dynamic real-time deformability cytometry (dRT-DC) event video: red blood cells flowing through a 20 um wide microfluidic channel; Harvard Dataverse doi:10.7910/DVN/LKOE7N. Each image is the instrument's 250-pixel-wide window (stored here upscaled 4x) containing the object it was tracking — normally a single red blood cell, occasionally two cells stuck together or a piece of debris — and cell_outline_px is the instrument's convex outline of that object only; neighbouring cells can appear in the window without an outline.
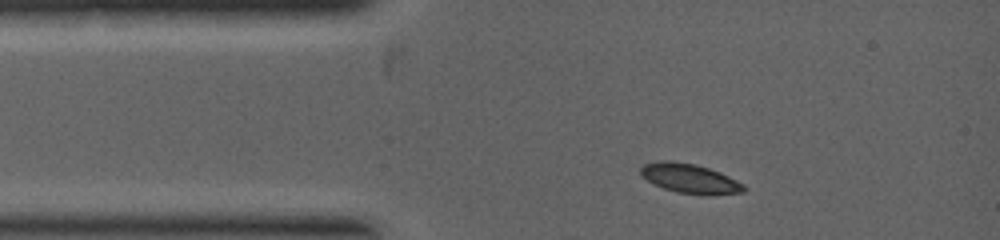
{"species": "common noctule bat (a hibernating species)", "species_latin": "Nyctalus noctula", "temperature_condition": "warm", "stored_images_in_passage": 3, "camera_frame_rate_fps": 5000, "um_per_image_px": 0.085, "animal": {"sex": "female", "body_mass_g": 19.0, "forearm_length_mm": 53.3}, "frame": {"image": 1, "passage_image": 2, "time_ms": 0.8, "image_size_px": [1000, 240], "cell_outline_px": [[748, 188], [744, 192], [708, 196], [676, 192], [664, 188], [648, 180], [640, 172], [640, 168], [644, 164], [660, 160], [668, 160], [696, 164], [720, 172], [744, 184]], "centroid_in_image_um": [58.69, 15.18], "position_along_channel_um": 26.3, "area_um2": 17.8}}
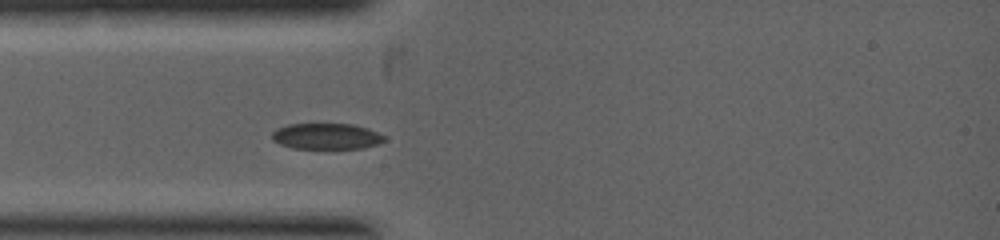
{"frame": {"image": 2, "passage_image": 3, "time_ms": 1.6, "image_size_px": [1000, 240], "cell_outline_px": [[384, 140], [376, 144], [364, 148], [292, 148], [280, 144], [272, 140], [272, 132], [276, 128], [288, 124], [352, 124], [368, 128], [384, 136]], "centroid_in_image_um": [27.7, 11.58], "position_along_channel_um": 57.3, "area_um2": 16.88}}